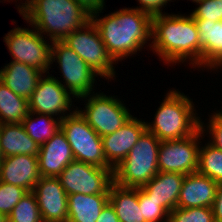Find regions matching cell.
Masks as SVG:
<instances>
[{
    "mask_svg": "<svg viewBox=\"0 0 222 222\" xmlns=\"http://www.w3.org/2000/svg\"><path fill=\"white\" fill-rule=\"evenodd\" d=\"M199 33V67H222V20L194 19Z\"/></svg>",
    "mask_w": 222,
    "mask_h": 222,
    "instance_id": "ac0fdd59",
    "label": "cell"
},
{
    "mask_svg": "<svg viewBox=\"0 0 222 222\" xmlns=\"http://www.w3.org/2000/svg\"><path fill=\"white\" fill-rule=\"evenodd\" d=\"M140 6L135 7L141 12L147 13L151 17L163 14V7L172 0H137ZM162 8V9H161Z\"/></svg>",
    "mask_w": 222,
    "mask_h": 222,
    "instance_id": "836d02e7",
    "label": "cell"
},
{
    "mask_svg": "<svg viewBox=\"0 0 222 222\" xmlns=\"http://www.w3.org/2000/svg\"><path fill=\"white\" fill-rule=\"evenodd\" d=\"M168 222H215L213 210L209 207L180 208L169 213Z\"/></svg>",
    "mask_w": 222,
    "mask_h": 222,
    "instance_id": "f1b7e54d",
    "label": "cell"
},
{
    "mask_svg": "<svg viewBox=\"0 0 222 222\" xmlns=\"http://www.w3.org/2000/svg\"><path fill=\"white\" fill-rule=\"evenodd\" d=\"M62 42L75 51L100 77L112 79L116 62L108 54L99 32L90 20L83 27L67 35Z\"/></svg>",
    "mask_w": 222,
    "mask_h": 222,
    "instance_id": "52a82bcc",
    "label": "cell"
},
{
    "mask_svg": "<svg viewBox=\"0 0 222 222\" xmlns=\"http://www.w3.org/2000/svg\"><path fill=\"white\" fill-rule=\"evenodd\" d=\"M20 15L46 39L49 36L50 43L62 41L91 20V13L75 0H33Z\"/></svg>",
    "mask_w": 222,
    "mask_h": 222,
    "instance_id": "3957f363",
    "label": "cell"
},
{
    "mask_svg": "<svg viewBox=\"0 0 222 222\" xmlns=\"http://www.w3.org/2000/svg\"><path fill=\"white\" fill-rule=\"evenodd\" d=\"M72 94L63 86L62 80L49 75H42L38 81L32 96L28 100L30 112L59 116L63 119L65 116L72 114L76 109L71 111ZM67 111H71L69 114ZM67 114H66V113Z\"/></svg>",
    "mask_w": 222,
    "mask_h": 222,
    "instance_id": "4fadbf2b",
    "label": "cell"
},
{
    "mask_svg": "<svg viewBox=\"0 0 222 222\" xmlns=\"http://www.w3.org/2000/svg\"><path fill=\"white\" fill-rule=\"evenodd\" d=\"M34 115L37 117L33 118ZM55 118L48 114L29 111L21 124L30 138L41 146L60 130L61 119L58 116Z\"/></svg>",
    "mask_w": 222,
    "mask_h": 222,
    "instance_id": "d4e9b609",
    "label": "cell"
},
{
    "mask_svg": "<svg viewBox=\"0 0 222 222\" xmlns=\"http://www.w3.org/2000/svg\"><path fill=\"white\" fill-rule=\"evenodd\" d=\"M51 44V64L57 61L65 81L63 86L72 94V98L77 99L92 93L95 90V78L99 75L62 41H52Z\"/></svg>",
    "mask_w": 222,
    "mask_h": 222,
    "instance_id": "30bf717a",
    "label": "cell"
},
{
    "mask_svg": "<svg viewBox=\"0 0 222 222\" xmlns=\"http://www.w3.org/2000/svg\"><path fill=\"white\" fill-rule=\"evenodd\" d=\"M184 174L176 172H158L145 186L140 187L149 198L169 215L177 207Z\"/></svg>",
    "mask_w": 222,
    "mask_h": 222,
    "instance_id": "ffe728a7",
    "label": "cell"
},
{
    "mask_svg": "<svg viewBox=\"0 0 222 222\" xmlns=\"http://www.w3.org/2000/svg\"><path fill=\"white\" fill-rule=\"evenodd\" d=\"M160 140L147 129L128 155L113 169L114 183L128 188L145 186L158 172Z\"/></svg>",
    "mask_w": 222,
    "mask_h": 222,
    "instance_id": "5b68a950",
    "label": "cell"
},
{
    "mask_svg": "<svg viewBox=\"0 0 222 222\" xmlns=\"http://www.w3.org/2000/svg\"><path fill=\"white\" fill-rule=\"evenodd\" d=\"M211 208L215 222H222V183H218L215 200Z\"/></svg>",
    "mask_w": 222,
    "mask_h": 222,
    "instance_id": "e575fe53",
    "label": "cell"
},
{
    "mask_svg": "<svg viewBox=\"0 0 222 222\" xmlns=\"http://www.w3.org/2000/svg\"><path fill=\"white\" fill-rule=\"evenodd\" d=\"M27 191L19 186L0 181V213L7 217Z\"/></svg>",
    "mask_w": 222,
    "mask_h": 222,
    "instance_id": "4dcf8cb0",
    "label": "cell"
},
{
    "mask_svg": "<svg viewBox=\"0 0 222 222\" xmlns=\"http://www.w3.org/2000/svg\"><path fill=\"white\" fill-rule=\"evenodd\" d=\"M191 1L194 2V3H198L201 0H191Z\"/></svg>",
    "mask_w": 222,
    "mask_h": 222,
    "instance_id": "60d3db41",
    "label": "cell"
},
{
    "mask_svg": "<svg viewBox=\"0 0 222 222\" xmlns=\"http://www.w3.org/2000/svg\"><path fill=\"white\" fill-rule=\"evenodd\" d=\"M91 14L108 54L117 63L140 51L152 39V17L136 8H122L103 18Z\"/></svg>",
    "mask_w": 222,
    "mask_h": 222,
    "instance_id": "6da1fadb",
    "label": "cell"
},
{
    "mask_svg": "<svg viewBox=\"0 0 222 222\" xmlns=\"http://www.w3.org/2000/svg\"><path fill=\"white\" fill-rule=\"evenodd\" d=\"M81 98L78 99L87 101L85 109L81 110L78 107L76 109L101 137L114 133L133 116L122 100L115 96L92 92Z\"/></svg>",
    "mask_w": 222,
    "mask_h": 222,
    "instance_id": "ba28073f",
    "label": "cell"
},
{
    "mask_svg": "<svg viewBox=\"0 0 222 222\" xmlns=\"http://www.w3.org/2000/svg\"><path fill=\"white\" fill-rule=\"evenodd\" d=\"M217 186V182L198 172L185 175L180 189L177 207L211 208L215 200Z\"/></svg>",
    "mask_w": 222,
    "mask_h": 222,
    "instance_id": "d6986e66",
    "label": "cell"
},
{
    "mask_svg": "<svg viewBox=\"0 0 222 222\" xmlns=\"http://www.w3.org/2000/svg\"><path fill=\"white\" fill-rule=\"evenodd\" d=\"M0 147L4 157L18 154L38 156L40 149L21 123L0 124Z\"/></svg>",
    "mask_w": 222,
    "mask_h": 222,
    "instance_id": "7402d4cb",
    "label": "cell"
},
{
    "mask_svg": "<svg viewBox=\"0 0 222 222\" xmlns=\"http://www.w3.org/2000/svg\"><path fill=\"white\" fill-rule=\"evenodd\" d=\"M44 73L27 64L11 61L0 70V81L13 93L29 100Z\"/></svg>",
    "mask_w": 222,
    "mask_h": 222,
    "instance_id": "44dd1931",
    "label": "cell"
},
{
    "mask_svg": "<svg viewBox=\"0 0 222 222\" xmlns=\"http://www.w3.org/2000/svg\"><path fill=\"white\" fill-rule=\"evenodd\" d=\"M32 1L33 0H26L24 3H21L22 5L19 4L18 5L19 13L21 14Z\"/></svg>",
    "mask_w": 222,
    "mask_h": 222,
    "instance_id": "74e56055",
    "label": "cell"
},
{
    "mask_svg": "<svg viewBox=\"0 0 222 222\" xmlns=\"http://www.w3.org/2000/svg\"><path fill=\"white\" fill-rule=\"evenodd\" d=\"M60 129L71 146L75 160L100 168H113L106 161L101 136L91 128L77 109L61 120Z\"/></svg>",
    "mask_w": 222,
    "mask_h": 222,
    "instance_id": "8992f818",
    "label": "cell"
},
{
    "mask_svg": "<svg viewBox=\"0 0 222 222\" xmlns=\"http://www.w3.org/2000/svg\"><path fill=\"white\" fill-rule=\"evenodd\" d=\"M29 28H20L19 26L10 30L4 38V42L13 56L12 61H18L27 64L35 69L49 74L51 68V45L44 39L32 25ZM46 40V41H45ZM48 41V42H47Z\"/></svg>",
    "mask_w": 222,
    "mask_h": 222,
    "instance_id": "9c48e42d",
    "label": "cell"
},
{
    "mask_svg": "<svg viewBox=\"0 0 222 222\" xmlns=\"http://www.w3.org/2000/svg\"><path fill=\"white\" fill-rule=\"evenodd\" d=\"M4 158L2 151H1V147H0V163L2 162V159Z\"/></svg>",
    "mask_w": 222,
    "mask_h": 222,
    "instance_id": "ab89813d",
    "label": "cell"
},
{
    "mask_svg": "<svg viewBox=\"0 0 222 222\" xmlns=\"http://www.w3.org/2000/svg\"><path fill=\"white\" fill-rule=\"evenodd\" d=\"M96 222H120L110 202L104 206Z\"/></svg>",
    "mask_w": 222,
    "mask_h": 222,
    "instance_id": "d590c367",
    "label": "cell"
},
{
    "mask_svg": "<svg viewBox=\"0 0 222 222\" xmlns=\"http://www.w3.org/2000/svg\"><path fill=\"white\" fill-rule=\"evenodd\" d=\"M191 100L183 92L169 90L154 115V121L146 122V129L160 141L193 135L200 128V117Z\"/></svg>",
    "mask_w": 222,
    "mask_h": 222,
    "instance_id": "277c9868",
    "label": "cell"
},
{
    "mask_svg": "<svg viewBox=\"0 0 222 222\" xmlns=\"http://www.w3.org/2000/svg\"><path fill=\"white\" fill-rule=\"evenodd\" d=\"M38 156L25 154L4 157L0 163V181L24 188H35L40 179Z\"/></svg>",
    "mask_w": 222,
    "mask_h": 222,
    "instance_id": "2e32d148",
    "label": "cell"
},
{
    "mask_svg": "<svg viewBox=\"0 0 222 222\" xmlns=\"http://www.w3.org/2000/svg\"><path fill=\"white\" fill-rule=\"evenodd\" d=\"M109 202V194L68 195L67 222H96Z\"/></svg>",
    "mask_w": 222,
    "mask_h": 222,
    "instance_id": "603a6c76",
    "label": "cell"
},
{
    "mask_svg": "<svg viewBox=\"0 0 222 222\" xmlns=\"http://www.w3.org/2000/svg\"><path fill=\"white\" fill-rule=\"evenodd\" d=\"M78 4L83 6L91 14L103 10L105 7V0H75Z\"/></svg>",
    "mask_w": 222,
    "mask_h": 222,
    "instance_id": "8d00e7d4",
    "label": "cell"
},
{
    "mask_svg": "<svg viewBox=\"0 0 222 222\" xmlns=\"http://www.w3.org/2000/svg\"><path fill=\"white\" fill-rule=\"evenodd\" d=\"M197 172L222 183V151L207 142L199 149Z\"/></svg>",
    "mask_w": 222,
    "mask_h": 222,
    "instance_id": "4316f807",
    "label": "cell"
},
{
    "mask_svg": "<svg viewBox=\"0 0 222 222\" xmlns=\"http://www.w3.org/2000/svg\"><path fill=\"white\" fill-rule=\"evenodd\" d=\"M0 222H8V217L5 214L0 213Z\"/></svg>",
    "mask_w": 222,
    "mask_h": 222,
    "instance_id": "f35d334b",
    "label": "cell"
},
{
    "mask_svg": "<svg viewBox=\"0 0 222 222\" xmlns=\"http://www.w3.org/2000/svg\"><path fill=\"white\" fill-rule=\"evenodd\" d=\"M38 160L41 177H58L75 160L71 146L61 129L40 146Z\"/></svg>",
    "mask_w": 222,
    "mask_h": 222,
    "instance_id": "e0dca14e",
    "label": "cell"
},
{
    "mask_svg": "<svg viewBox=\"0 0 222 222\" xmlns=\"http://www.w3.org/2000/svg\"><path fill=\"white\" fill-rule=\"evenodd\" d=\"M8 222H43L36 197L27 192L8 215Z\"/></svg>",
    "mask_w": 222,
    "mask_h": 222,
    "instance_id": "83f0119b",
    "label": "cell"
},
{
    "mask_svg": "<svg viewBox=\"0 0 222 222\" xmlns=\"http://www.w3.org/2000/svg\"><path fill=\"white\" fill-rule=\"evenodd\" d=\"M109 202L120 222H146L138 202V188L110 186Z\"/></svg>",
    "mask_w": 222,
    "mask_h": 222,
    "instance_id": "cb8c5ba5",
    "label": "cell"
},
{
    "mask_svg": "<svg viewBox=\"0 0 222 222\" xmlns=\"http://www.w3.org/2000/svg\"><path fill=\"white\" fill-rule=\"evenodd\" d=\"M145 130V120L142 121L132 116L114 133L102 136L106 161L115 168L128 155Z\"/></svg>",
    "mask_w": 222,
    "mask_h": 222,
    "instance_id": "9a60e30c",
    "label": "cell"
},
{
    "mask_svg": "<svg viewBox=\"0 0 222 222\" xmlns=\"http://www.w3.org/2000/svg\"><path fill=\"white\" fill-rule=\"evenodd\" d=\"M28 113V100L0 81V124L22 123Z\"/></svg>",
    "mask_w": 222,
    "mask_h": 222,
    "instance_id": "484cf974",
    "label": "cell"
},
{
    "mask_svg": "<svg viewBox=\"0 0 222 222\" xmlns=\"http://www.w3.org/2000/svg\"><path fill=\"white\" fill-rule=\"evenodd\" d=\"M209 124H204L200 118V129L203 133H209L211 139L208 141L215 148L222 151V110L214 112L211 116H209ZM204 125V126H203ZM207 125V128H205ZM205 131V132H204Z\"/></svg>",
    "mask_w": 222,
    "mask_h": 222,
    "instance_id": "d6a6232c",
    "label": "cell"
},
{
    "mask_svg": "<svg viewBox=\"0 0 222 222\" xmlns=\"http://www.w3.org/2000/svg\"><path fill=\"white\" fill-rule=\"evenodd\" d=\"M113 169L74 160L57 178L67 195L109 194L110 186L114 183Z\"/></svg>",
    "mask_w": 222,
    "mask_h": 222,
    "instance_id": "8fae6325",
    "label": "cell"
},
{
    "mask_svg": "<svg viewBox=\"0 0 222 222\" xmlns=\"http://www.w3.org/2000/svg\"><path fill=\"white\" fill-rule=\"evenodd\" d=\"M138 202L146 222H168L169 215L141 188H138Z\"/></svg>",
    "mask_w": 222,
    "mask_h": 222,
    "instance_id": "f546056e",
    "label": "cell"
},
{
    "mask_svg": "<svg viewBox=\"0 0 222 222\" xmlns=\"http://www.w3.org/2000/svg\"><path fill=\"white\" fill-rule=\"evenodd\" d=\"M32 192L43 222H67L68 195L57 177H40Z\"/></svg>",
    "mask_w": 222,
    "mask_h": 222,
    "instance_id": "5bb4252c",
    "label": "cell"
},
{
    "mask_svg": "<svg viewBox=\"0 0 222 222\" xmlns=\"http://www.w3.org/2000/svg\"><path fill=\"white\" fill-rule=\"evenodd\" d=\"M152 40L149 47L164 63L176 65L189 61L193 68H199V33L190 14L165 12L153 16Z\"/></svg>",
    "mask_w": 222,
    "mask_h": 222,
    "instance_id": "7a4b0ae2",
    "label": "cell"
},
{
    "mask_svg": "<svg viewBox=\"0 0 222 222\" xmlns=\"http://www.w3.org/2000/svg\"><path fill=\"white\" fill-rule=\"evenodd\" d=\"M202 136H204V133L199 128L189 137L160 141L158 153L159 172H176L184 175L197 172Z\"/></svg>",
    "mask_w": 222,
    "mask_h": 222,
    "instance_id": "7c38bea8",
    "label": "cell"
},
{
    "mask_svg": "<svg viewBox=\"0 0 222 222\" xmlns=\"http://www.w3.org/2000/svg\"><path fill=\"white\" fill-rule=\"evenodd\" d=\"M196 4L198 7L190 14L194 19L222 20V0H201Z\"/></svg>",
    "mask_w": 222,
    "mask_h": 222,
    "instance_id": "1f68e13d",
    "label": "cell"
}]
</instances>
